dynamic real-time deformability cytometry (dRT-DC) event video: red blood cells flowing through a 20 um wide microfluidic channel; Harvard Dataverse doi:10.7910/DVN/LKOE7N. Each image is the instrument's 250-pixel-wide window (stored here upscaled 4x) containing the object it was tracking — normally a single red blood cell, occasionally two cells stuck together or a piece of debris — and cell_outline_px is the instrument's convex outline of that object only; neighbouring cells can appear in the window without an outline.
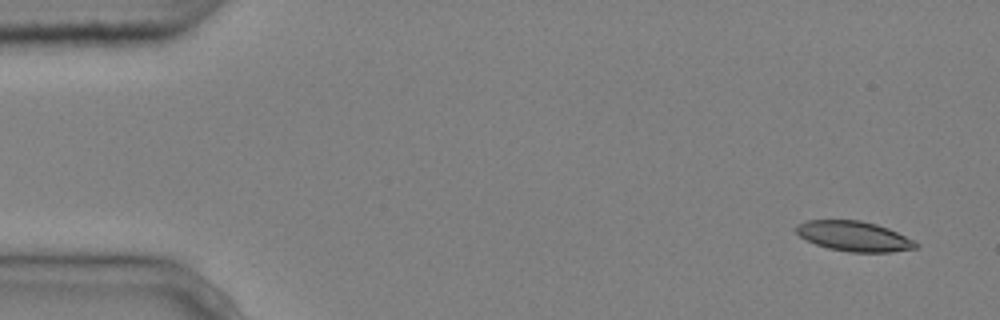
{"species": "common noctule bat (a hibernating species)", "species_latin": "Nyctalus noctula", "temperature_condition": "cold", "stored_images_in_passage": 5, "camera_frame_rate_fps": 3000, "um_per_image_px": 0.085, "animal": {"sex": "male", "body_mass_g": 20.4}, "frame": {"image": 1, "passage_image": 1, "time_ms": 0.0, "image_size_px": [1000, 320], "cell_outline_px": [[920, 248], [892, 252], [848, 252], [828, 248], [816, 244], [800, 236], [796, 232], [796, 224], [808, 220], [860, 220], [876, 224], [888, 228], [920, 244]], "centroid_in_image_um": [72.61, 20.08], "position_along_channel_um": 12.4, "area_um2": 20.92}}
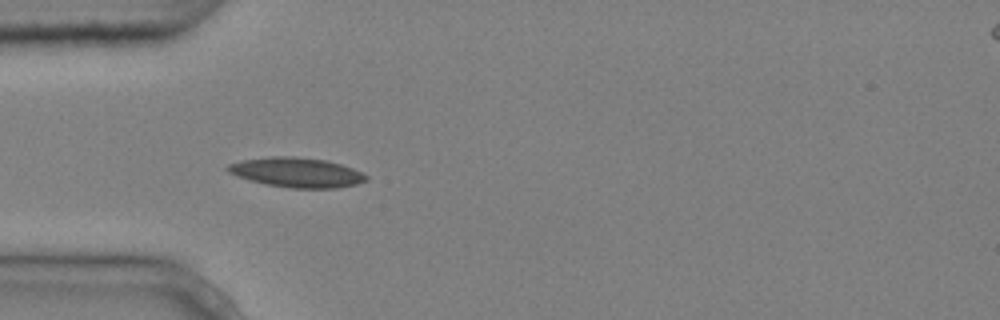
{"frame": {"image": 2, "passage_image": 4, "time_ms": 1.0, "image_size_px": [1000, 320], "cell_outline_px": [[368, 180], [356, 184], [336, 188], [288, 188], [268, 184], [236, 176], [228, 172], [224, 168], [228, 164], [240, 160], [272, 156], [296, 156], [328, 160], [352, 168], [368, 176]], "centroid_in_image_um": [25.2, 14.64], "position_along_channel_um": 59.8, "area_um2": 24.04}}